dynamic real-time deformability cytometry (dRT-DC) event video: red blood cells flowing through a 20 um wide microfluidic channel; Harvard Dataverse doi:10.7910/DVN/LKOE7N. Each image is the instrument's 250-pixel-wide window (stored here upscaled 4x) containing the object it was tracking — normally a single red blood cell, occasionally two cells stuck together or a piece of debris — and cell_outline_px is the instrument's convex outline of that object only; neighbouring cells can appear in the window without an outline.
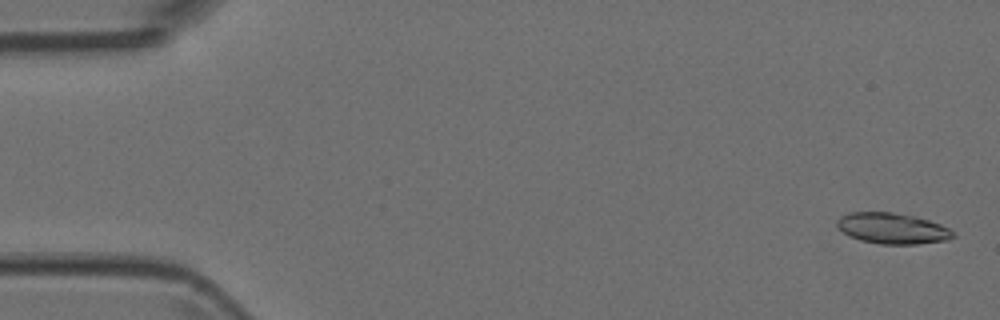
{"species": "Egyptian fruit bat (a non-hibernating species)", "species_latin": "Rousettus aegyptiacus", "temperature_condition": "room temperature", "stored_images_in_passage": 6, "segment_of_instrument_passage": [1, 2], "camera_frame_rate_fps": 3000, "um_per_image_px": 0.085, "animal": {"sex": "female"}, "frame": {"image": 1, "passage_image": 1, "time_ms": 0.0, "image_size_px": [1000, 320], "cell_outline_px": [[956, 236], [948, 240], [916, 244], [880, 244], [860, 240], [844, 232], [836, 224], [836, 220], [840, 216], [848, 212], [892, 212], [912, 216], [928, 220], [940, 224], [948, 228]], "centroid_in_image_um": [75.84, 19.41], "position_along_channel_um": 9.2, "area_um2": 20.69}}
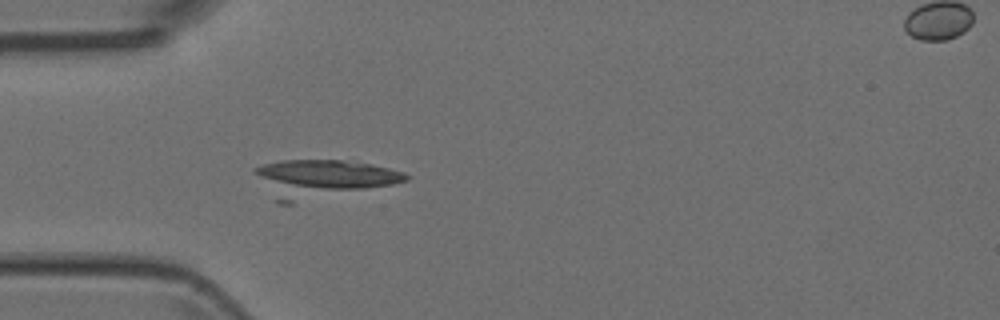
{"frame": {"image": 2, "passage_image": 5, "time_ms": 1.333, "image_size_px": [1000, 320], "cell_outline_px": [[412, 176], [408, 180], [392, 184], [292, 204], [276, 204], [252, 172], [252, 168], [264, 164], [280, 160], [344, 160], [372, 164], [404, 172]], "centroid_in_image_um": [27.33, 15.2], "position_along_channel_um": 57.7, "area_um2": 33.76}}